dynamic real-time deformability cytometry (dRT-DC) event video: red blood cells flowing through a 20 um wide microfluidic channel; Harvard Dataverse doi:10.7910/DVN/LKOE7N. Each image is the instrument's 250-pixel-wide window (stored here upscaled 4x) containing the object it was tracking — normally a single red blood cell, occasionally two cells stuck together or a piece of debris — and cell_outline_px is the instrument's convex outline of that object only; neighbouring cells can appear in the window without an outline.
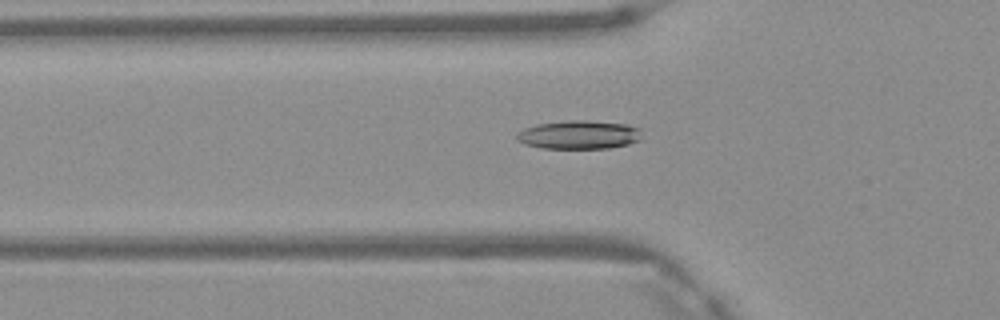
{"species": "Egyptian fruit bat (a non-hibernating species)", "species_latin": "Rousettus aegyptiacus", "temperature_condition": "warm", "stored_images_in_passage": 4, "camera_frame_rate_fps": 3000, "um_per_image_px": 0.085, "frame": {"image": 1, "passage_image": 4, "time_ms": 1.0, "image_size_px": [1000, 320], "cell_outline_px": [[640, 140], [628, 144], [608, 148], [540, 148], [524, 144], [516, 140], [516, 132], [524, 128], [536, 124], [568, 120], [588, 120], [628, 124], [640, 128]], "centroid_in_image_um": [49.18, 11.45], "position_along_channel_um": 76.6, "area_um2": 21.04}}